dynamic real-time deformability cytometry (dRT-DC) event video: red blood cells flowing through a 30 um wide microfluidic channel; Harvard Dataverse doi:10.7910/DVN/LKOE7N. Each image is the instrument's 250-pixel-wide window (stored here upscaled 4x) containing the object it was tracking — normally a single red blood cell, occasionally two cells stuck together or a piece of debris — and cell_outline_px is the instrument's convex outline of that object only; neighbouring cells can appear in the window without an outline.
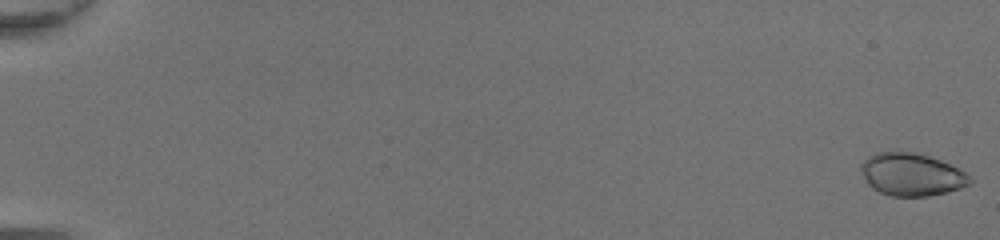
{"species": "common noctule bat (a hibernating species)", "species_latin": "Nyctalus noctula", "temperature_condition": "room temperature", "stored_images_in_passage": 50, "camera_frame_rate_fps": 3000, "um_per_image_px": 0.085, "animal": {"sex": "female", "body_mass_g": 20.0, "forearm_length_mm": 54.0}, "frame": {"image": 1, "passage_image": 1, "time_ms": 0.0, "image_size_px": [1000, 240], "cell_outline_px": [[972, 184], [960, 188], [928, 196], [892, 196], [880, 192], [872, 188], [868, 184], [860, 168], [860, 164], [868, 156], [876, 152], [912, 152], [928, 156], [940, 160], [972, 176]], "centroid_in_image_um": [77.48, 14.83], "position_along_channel_um": 7.5, "area_um2": 26.82}}
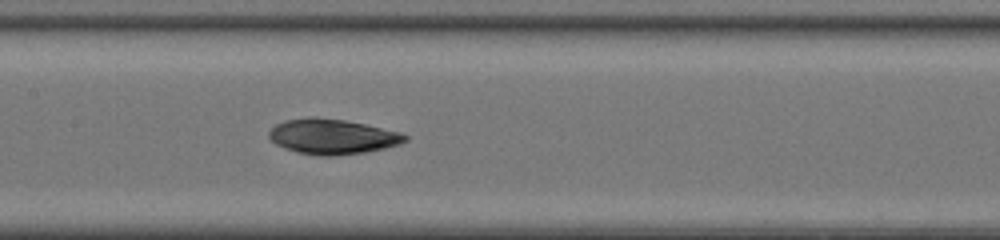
{"frame": {"image": 2, "passage_image": 27, "time_ms": 8.667, "image_size_px": [1000, 240], "cell_outline_px": [[408, 140], [400, 144], [384, 148], [364, 152], [332, 156], [320, 156], [296, 152], [284, 148], [276, 144], [268, 136], [268, 132], [276, 124], [284, 120], [308, 116], [344, 120], [364, 124], [400, 132], [408, 136]], "centroid_in_image_um": [28.22, 11.61], "position_along_channel_um": 179.2, "area_um2": 27.86}}
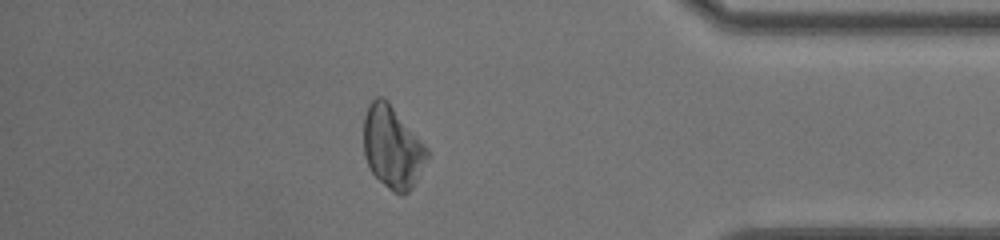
{"frame": {"image": 3, "passage_image": 44, "time_ms": 14.333, "image_size_px": [1000, 240], "cell_outline_px": [[432, 152], [412, 188], [404, 196], [400, 196], [392, 192], [372, 172], [364, 156], [364, 116], [368, 104], [376, 96], [384, 96], [388, 100]], "centroid_in_image_um": [33.38, 12.5], "position_along_channel_um": 401.8, "area_um2": 30.92}, "authors_computed_cell_mechanics": {"area_um2": 27.8885, "velocity_mm_per_s": 4.3806, "shape_relaxation_time_tau1_ms": 2.3333, "shape_relaxation_time_tau2_ms": 6.1323, "deformation_change_tau1": 0.0635, "deformation_change_tau2": 0.1553}}